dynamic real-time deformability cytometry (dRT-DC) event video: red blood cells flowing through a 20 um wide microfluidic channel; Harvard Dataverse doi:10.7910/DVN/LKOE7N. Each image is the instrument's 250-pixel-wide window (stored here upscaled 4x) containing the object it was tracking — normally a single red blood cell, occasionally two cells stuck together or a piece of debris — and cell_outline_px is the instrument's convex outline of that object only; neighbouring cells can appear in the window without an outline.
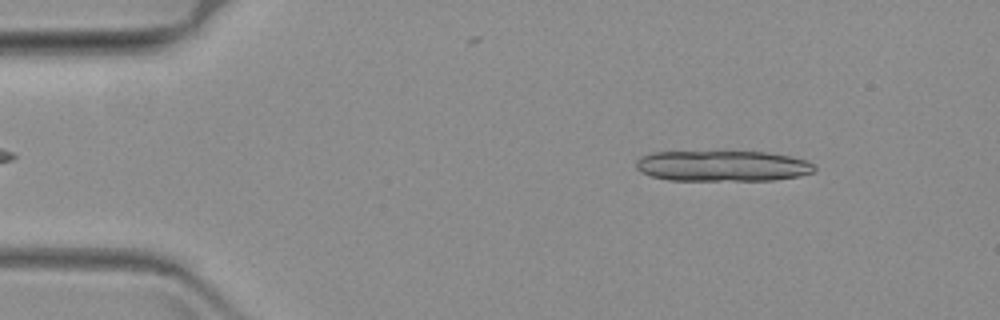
{"species": "common noctule bat (a hibernating species)", "species_latin": "Nyctalus noctula", "temperature_condition": "warm", "stored_images_in_passage": 10, "camera_frame_rate_fps": 3000, "um_per_image_px": 0.085, "animal": {"sex": "female", "body_mass_g": 19.3, "forearm_length_mm": 54.1}, "frame": {"image": 1, "passage_image": 1, "time_ms": 0.0, "image_size_px": [1000, 320], "cell_outline_px": [[816, 168], [812, 172], [800, 176], [772, 180], [668, 180], [652, 176], [640, 172], [636, 168], [636, 160], [640, 156], [652, 152], [768, 152], [808, 160]], "centroid_in_image_um": [61.39, 14.1], "position_along_channel_um": 23.6, "area_um2": 31.96}}